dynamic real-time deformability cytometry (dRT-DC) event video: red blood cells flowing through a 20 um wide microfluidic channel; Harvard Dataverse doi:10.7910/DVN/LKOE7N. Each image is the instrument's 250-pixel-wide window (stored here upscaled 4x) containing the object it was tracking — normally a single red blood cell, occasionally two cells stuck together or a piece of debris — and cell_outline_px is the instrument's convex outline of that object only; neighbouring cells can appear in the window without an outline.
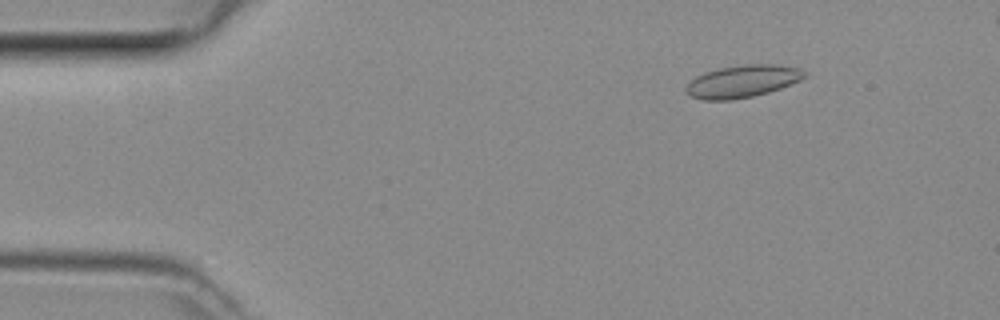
{"species": "common noctule bat (a hibernating species)", "species_latin": "Nyctalus noctula", "temperature_condition": "room temperature", "stored_images_in_passage": 27, "camera_frame_rate_fps": 3000, "um_per_image_px": 0.085, "animal": {"sex": "female", "body_mass_g": 29.2, "forearm_length_mm": 56.3}, "frame": {"image": 1, "passage_image": 4, "time_ms": 1.0, "image_size_px": [1000, 320], "cell_outline_px": [[808, 76], [800, 80], [780, 88], [768, 92], [752, 96], [732, 100], [704, 100], [692, 96], [684, 88], [696, 76], [704, 72], [720, 68], [744, 64], [776, 64], [796, 68], [804, 72]], "centroid_in_image_um": [63.1, 6.91], "position_along_channel_um": 21.9, "area_um2": 22.08}}
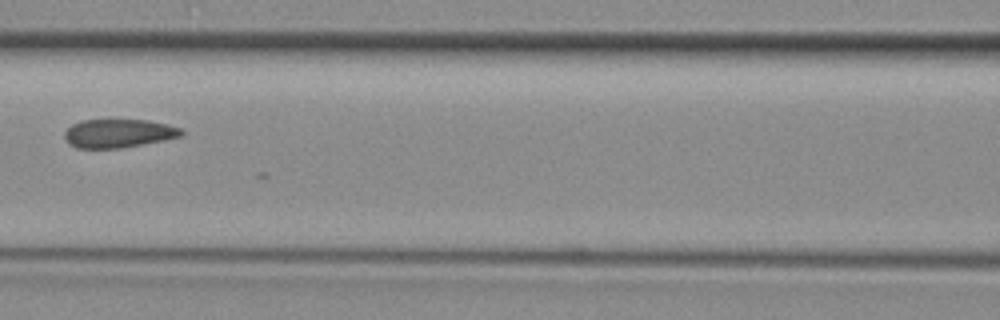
{"frame": {"image": 2, "passage_image": 19, "time_ms": 6.0, "image_size_px": [1000, 320], "cell_outline_px": [[184, 132], [180, 136], [164, 140], [144, 144], [120, 148], [76, 148], [68, 144], [64, 136], [64, 132], [72, 124], [80, 120], [148, 120], [168, 124], [180, 128]], "centroid_in_image_um": [10.05, 11.33], "position_along_channel_um": 156.6, "area_um2": 19.48}}
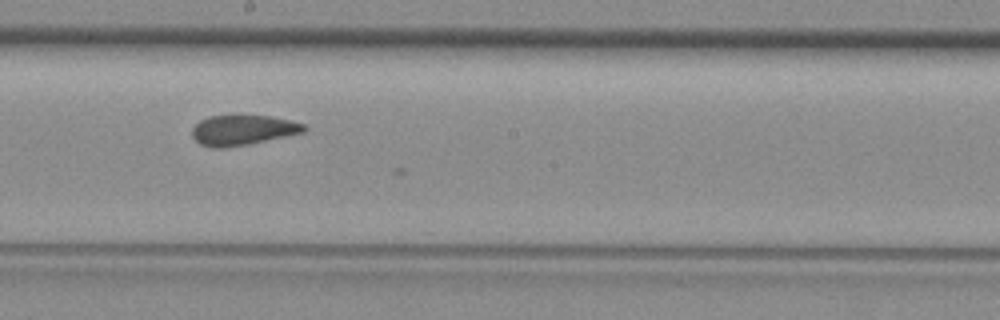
{"frame": {"image": 3, "passage_image": 24, "time_ms": 7.667, "image_size_px": [1000, 320], "cell_outline_px": [[308, 128], [304, 132], [248, 144], [224, 148], [212, 148], [200, 144], [192, 136], [192, 128], [200, 120], [208, 116], [232, 112], [240, 112], [268, 116], [288, 120], [304, 124]], "centroid_in_image_um": [20.58, 11.0], "position_along_channel_um": 227.6, "area_um2": 20.4}}